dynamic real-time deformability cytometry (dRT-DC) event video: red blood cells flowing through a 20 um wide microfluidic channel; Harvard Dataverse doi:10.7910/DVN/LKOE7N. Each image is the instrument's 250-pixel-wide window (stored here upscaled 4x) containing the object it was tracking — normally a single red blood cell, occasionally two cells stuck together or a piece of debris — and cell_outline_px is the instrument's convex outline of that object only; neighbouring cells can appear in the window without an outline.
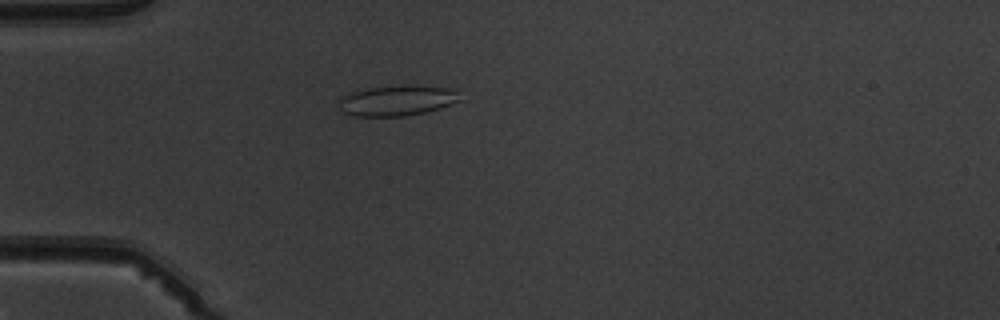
{"species": "common noctule bat (a hibernating species)", "species_latin": "Nyctalus noctula", "temperature_condition": "warm", "stored_images_in_passage": 5, "camera_frame_rate_fps": 3000, "um_per_image_px": 0.085, "animal": {"sex": "male", "body_mass_g": 19.5, "forearm_length_mm": 54.6}, "frame": {"image": 1, "passage_image": 4, "time_ms": 4.333, "image_size_px": [1000, 320], "cell_outline_px": [[460, 100], [440, 108], [424, 112], [404, 116], [356, 116], [344, 112], [336, 104], [340, 96], [352, 92], [368, 88], [416, 84], [448, 88], [456, 92]], "centroid_in_image_um": [33.69, 8.53], "position_along_channel_um": 51.3, "area_um2": 21.44}}